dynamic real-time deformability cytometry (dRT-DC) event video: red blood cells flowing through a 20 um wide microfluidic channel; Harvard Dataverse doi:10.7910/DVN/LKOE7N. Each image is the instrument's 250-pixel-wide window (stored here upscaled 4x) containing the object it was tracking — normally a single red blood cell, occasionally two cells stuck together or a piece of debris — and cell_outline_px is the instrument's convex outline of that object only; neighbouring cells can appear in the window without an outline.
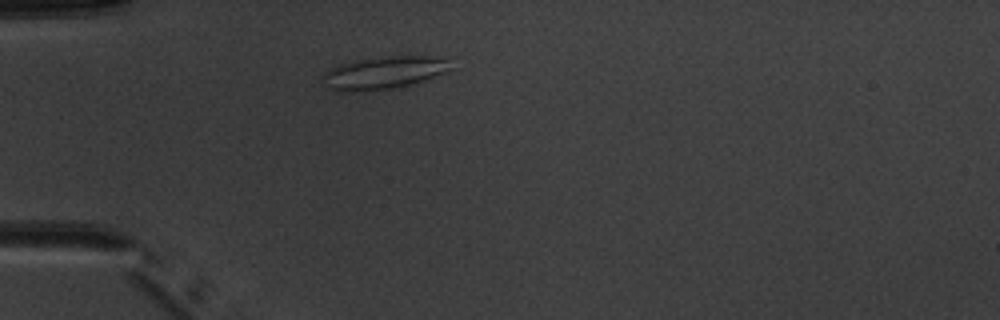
{"species": "common noctule bat (a hibernating species)", "species_latin": "Nyctalus noctula", "temperature_condition": "warm", "stored_images_in_passage": 3, "camera_frame_rate_fps": 3000, "um_per_image_px": 0.085, "animal": {"sex": "male", "body_mass_g": 20.1, "forearm_length_mm": 53.5}, "frame": {"image": 1, "passage_image": 2, "time_ms": 2.333, "image_size_px": [1000, 320], "cell_outline_px": [[452, 68], [448, 72], [408, 84], [388, 88], [352, 92], [336, 92], [324, 88], [320, 76], [324, 72], [336, 64], [352, 60], [388, 56], [432, 56], [448, 60]], "centroid_in_image_um": [32.48, 6.18], "position_along_channel_um": 52.5, "area_um2": 24.57}}